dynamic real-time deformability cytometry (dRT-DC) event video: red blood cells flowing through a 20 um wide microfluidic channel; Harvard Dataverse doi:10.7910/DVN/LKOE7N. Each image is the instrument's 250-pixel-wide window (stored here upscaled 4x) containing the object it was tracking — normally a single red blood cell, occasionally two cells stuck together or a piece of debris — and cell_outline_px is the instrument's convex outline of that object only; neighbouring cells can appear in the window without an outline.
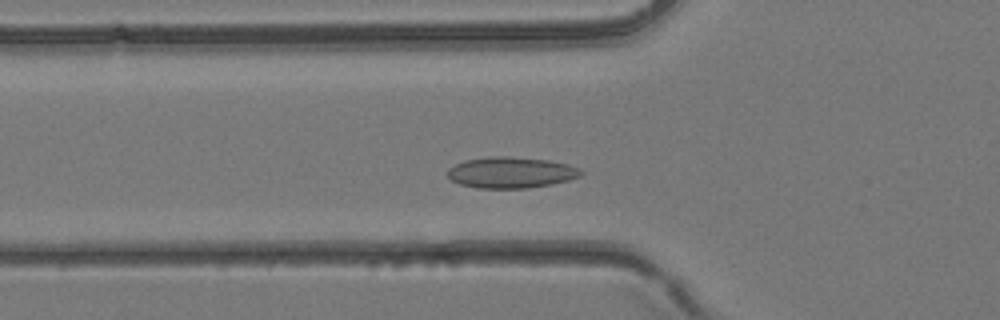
{"species": "common noctule bat (a hibernating species)", "species_latin": "Nyctalus noctula", "temperature_condition": "room temperature", "stored_images_in_passage": 36, "camera_frame_rate_fps": 3000, "um_per_image_px": 0.085, "animal": {"sex": "female", "body_mass_g": 24.6, "forearm_length_mm": 56.2}, "frame": {"image": 1, "passage_image": 10, "time_ms": 3.0, "image_size_px": [1000, 320], "cell_outline_px": [[584, 172], [580, 176], [568, 180], [552, 184], [528, 188], [476, 188], [460, 184], [452, 180], [448, 176], [448, 168], [464, 160], [492, 156], [508, 156], [548, 160], [568, 164], [580, 168]], "centroid_in_image_um": [43.45, 14.66], "position_along_channel_um": 82.4, "area_um2": 24.22}}
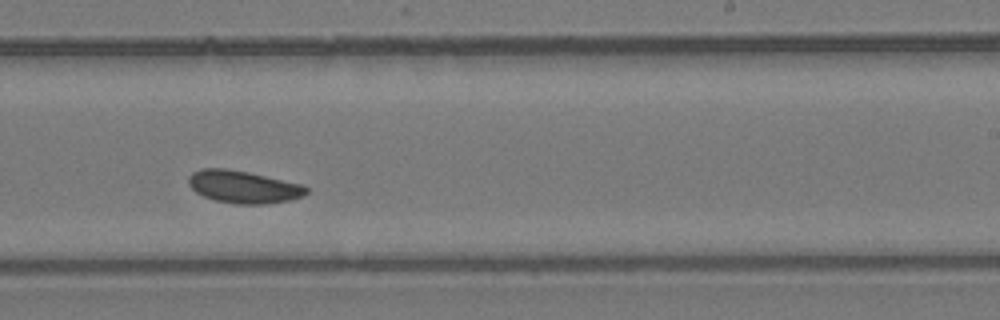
{"frame": {"image": 2, "passage_image": 21, "time_ms": 6.667, "image_size_px": [1000, 320], "cell_outline_px": [[308, 192], [304, 196], [292, 200], [264, 204], [236, 204], [216, 200], [204, 196], [196, 192], [188, 184], [188, 176], [192, 172], [200, 168], [224, 168], [248, 172], [300, 184], [308, 188]], "centroid_in_image_um": [20.67, 15.88], "position_along_channel_um": 268.3, "area_um2": 22.25}}
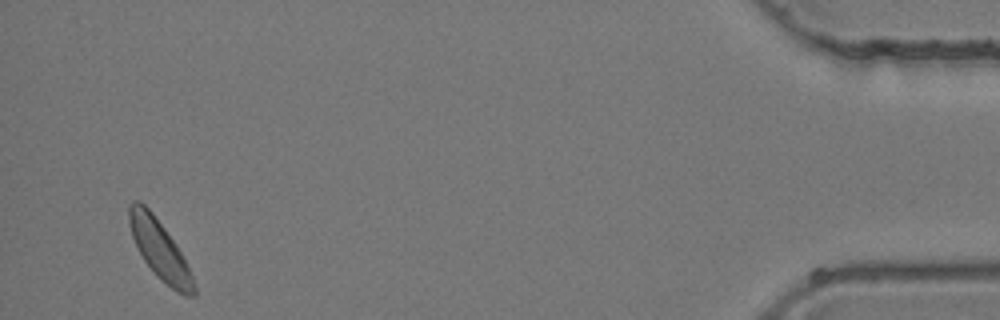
{"frame": {"image": 3, "passage_image": 35, "time_ms": 11.333, "image_size_px": [1000, 320], "cell_outline_px": [[196, 296], [184, 296], [176, 292], [160, 280], [156, 276], [144, 260], [132, 236], [128, 224], [128, 204], [132, 200], [140, 200], [152, 212], [176, 244], [192, 276], [196, 288]], "centroid_in_image_um": [13.55, 21.22], "position_along_channel_um": 421.6, "area_um2": 22.14}}